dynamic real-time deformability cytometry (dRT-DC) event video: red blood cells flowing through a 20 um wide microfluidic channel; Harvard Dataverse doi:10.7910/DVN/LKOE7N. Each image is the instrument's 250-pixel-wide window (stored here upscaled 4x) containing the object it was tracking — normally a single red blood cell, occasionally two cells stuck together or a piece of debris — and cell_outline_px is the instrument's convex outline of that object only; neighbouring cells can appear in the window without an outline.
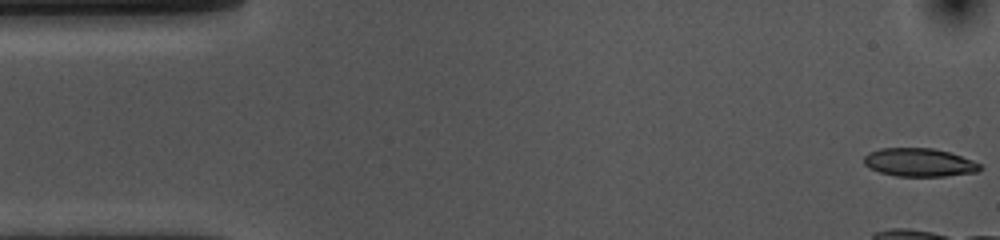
{"species": "common noctule bat (a hibernating species)", "species_latin": "Nyctalus noctula", "temperature_condition": "cold", "stored_images_in_passage": 14, "camera_frame_rate_fps": 3000, "um_per_image_px": 0.085, "animal": {"sex": "female", "body_mass_g": 10.0, "forearm_length_mm": 53.1}, "frame": {"image": 1, "passage_image": 1, "time_ms": 0.0, "image_size_px": [1000, 240], "cell_outline_px": [[984, 168], [976, 172], [944, 176], [896, 176], [880, 172], [868, 168], [864, 164], [864, 156], [868, 152], [880, 148], [932, 148], [948, 152], [972, 160], [980, 164]], "centroid_in_image_um": [78.11, 13.8], "position_along_channel_um": 6.9, "area_um2": 19.13}}